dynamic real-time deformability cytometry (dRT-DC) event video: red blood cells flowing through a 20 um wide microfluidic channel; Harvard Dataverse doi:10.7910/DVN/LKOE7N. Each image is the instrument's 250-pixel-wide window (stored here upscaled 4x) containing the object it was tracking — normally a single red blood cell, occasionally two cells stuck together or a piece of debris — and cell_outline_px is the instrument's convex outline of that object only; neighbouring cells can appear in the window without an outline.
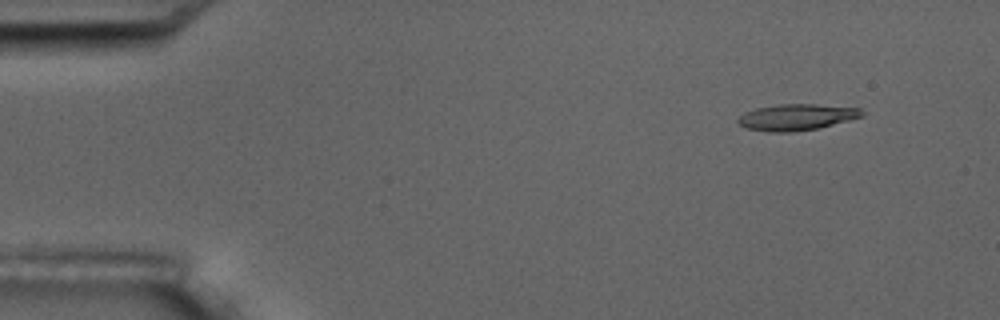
{"species": "common noctule bat (a hibernating species)", "species_latin": "Nyctalus noctula", "temperature_condition": "room temperature", "stored_images_in_passage": 5, "camera_frame_rate_fps": 3000, "um_per_image_px": 0.085, "animal": {"sex": "male", "body_mass_g": 17.5, "forearm_length_mm": 52.3}, "frame": {"image": 1, "passage_image": 1, "time_ms": 0.0, "image_size_px": [1000, 320], "cell_outline_px": [[864, 116], [820, 128], [792, 132], [768, 132], [748, 128], [740, 124], [736, 120], [744, 112], [756, 108], [780, 104], [816, 104], [860, 108], [864, 112]], "centroid_in_image_um": [67.73, 9.96], "position_along_channel_um": 17.3, "area_um2": 19.02}}
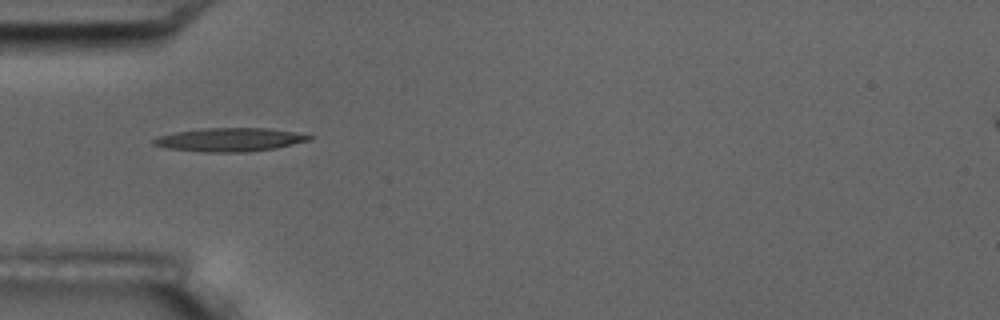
{"frame": {"image": 2, "passage_image": 4, "time_ms": 4.0, "image_size_px": [1000, 320], "cell_outline_px": [[312, 140], [276, 148], [248, 152], [204, 152], [168, 148], [152, 144], [152, 140], [160, 136], [176, 132], [204, 128], [268, 128], [292, 132], [312, 136]], "centroid_in_image_um": [19.55, 11.88], "position_along_channel_um": 65.5, "area_um2": 21.15}}